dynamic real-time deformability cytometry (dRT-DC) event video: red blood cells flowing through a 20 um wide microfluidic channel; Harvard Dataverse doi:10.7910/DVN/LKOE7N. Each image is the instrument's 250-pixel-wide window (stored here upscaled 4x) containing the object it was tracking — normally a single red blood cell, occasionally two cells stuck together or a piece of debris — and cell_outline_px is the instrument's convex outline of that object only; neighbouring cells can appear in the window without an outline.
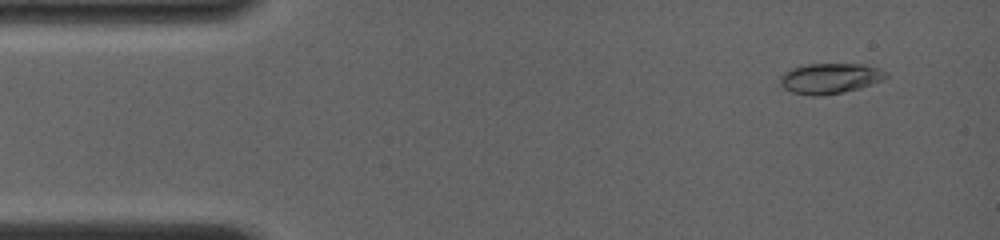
{"species": "common noctule bat (a hibernating species)", "species_latin": "Nyctalus noctula", "temperature_condition": "room temperature", "stored_images_in_passage": 6, "camera_frame_rate_fps": 4000, "um_per_image_px": 0.085, "animal": {"sex": "female", "body_mass_g": 19.0, "forearm_length_mm": 56.7}, "frame": {"image": 1, "passage_image": 2, "time_ms": 0.75, "image_size_px": [1000, 240], "cell_outline_px": [[888, 76], [884, 80], [860, 88], [844, 92], [824, 96], [812, 96], [792, 92], [784, 88], [780, 84], [780, 76], [784, 72], [792, 68], [808, 64], [860, 64], [876, 68], [888, 72]], "centroid_in_image_um": [70.55, 6.67], "position_along_channel_um": 14.5, "area_um2": 18.84}}
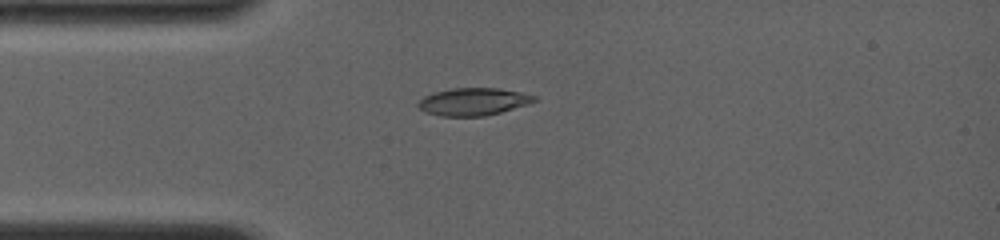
{"frame": {"image": 2, "passage_image": 5, "time_ms": 3.5, "image_size_px": [1000, 240], "cell_outline_px": [[536, 100], [528, 104], [500, 112], [484, 116], [440, 116], [424, 112], [416, 104], [424, 96], [432, 92], [452, 88], [496, 88], [520, 92], [536, 96]], "centroid_in_image_um": [40.18, 8.64], "position_along_channel_um": 44.8, "area_um2": 18.55}}